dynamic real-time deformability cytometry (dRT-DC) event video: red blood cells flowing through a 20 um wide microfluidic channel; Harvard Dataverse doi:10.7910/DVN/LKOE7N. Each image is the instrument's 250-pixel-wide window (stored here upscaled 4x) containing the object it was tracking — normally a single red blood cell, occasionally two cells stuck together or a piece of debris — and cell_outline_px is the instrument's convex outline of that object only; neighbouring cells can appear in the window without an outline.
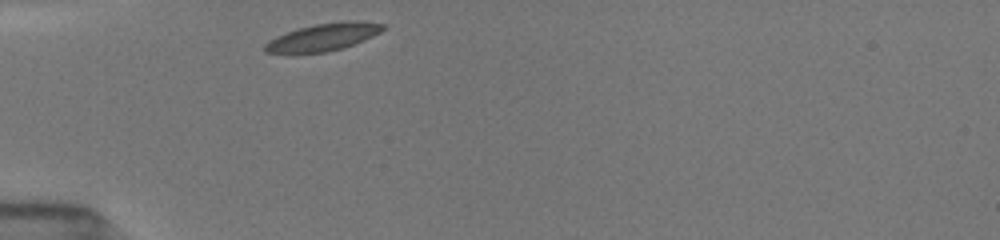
{"species": "common noctule bat (a hibernating species)", "species_latin": "Nyctalus noctula", "temperature_condition": "room temperature", "stored_images_in_passage": 30, "camera_frame_rate_fps": 3000, "um_per_image_px": 0.085, "animal": {"sex": "female", "body_mass_g": 19.5, "forearm_length_mm": 54.1}, "frame": {"image": 1, "passage_image": 1, "time_ms": 0.0, "image_size_px": [1000, 240], "cell_outline_px": [[388, 28], [364, 40], [344, 48], [328, 52], [264, 52], [264, 44], [268, 40], [276, 36], [296, 28], [316, 24], [348, 20], [356, 20], [384, 24]], "centroid_in_image_um": [27.51, 3.13], "position_along_channel_um": 57.5, "area_um2": 18.84}}
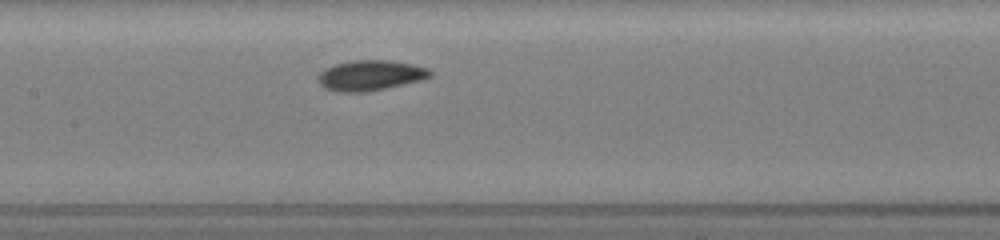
{"frame": {"image": 2, "passage_image": 10, "time_ms": 3.333, "image_size_px": [1000, 240], "cell_outline_px": [[432, 76], [420, 80], [384, 88], [364, 92], [340, 92], [324, 88], [320, 84], [316, 76], [324, 68], [336, 64], [352, 60], [388, 60], [412, 64], [428, 68], [432, 72]], "centroid_in_image_um": [31.44, 6.4], "position_along_channel_um": 176.0, "area_um2": 19.71}}
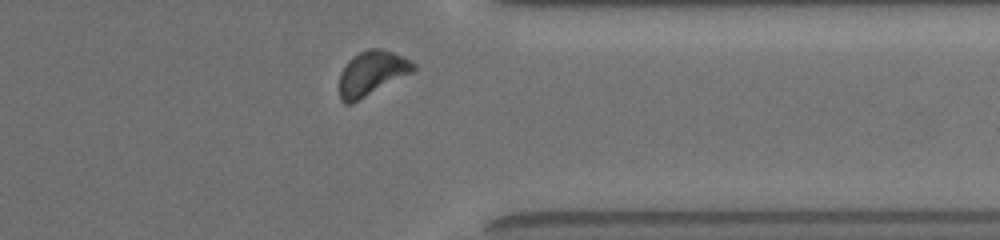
{"frame": {"image": 3, "passage_image": 27, "time_ms": 8.667, "image_size_px": [1000, 240], "cell_outline_px": [[416, 68], [412, 72], [352, 104], [344, 104], [340, 100], [340, 72], [348, 60], [352, 56], [368, 48], [380, 48], [392, 52], [416, 64]], "centroid_in_image_um": [31.56, 6.23], "position_along_channel_um": 379.8, "area_um2": 19.07}, "authors_computed_cell_mechanics": {"area_um2": 18.8428, "velocity_mm_per_s": 3.8841, "shape_relaxation_time_tau1_ms": 1.5184, "shape_relaxation_time_tau2_ms": null, "deformation_change_tau1": 0.0824, "deformation_change_tau2": null}}